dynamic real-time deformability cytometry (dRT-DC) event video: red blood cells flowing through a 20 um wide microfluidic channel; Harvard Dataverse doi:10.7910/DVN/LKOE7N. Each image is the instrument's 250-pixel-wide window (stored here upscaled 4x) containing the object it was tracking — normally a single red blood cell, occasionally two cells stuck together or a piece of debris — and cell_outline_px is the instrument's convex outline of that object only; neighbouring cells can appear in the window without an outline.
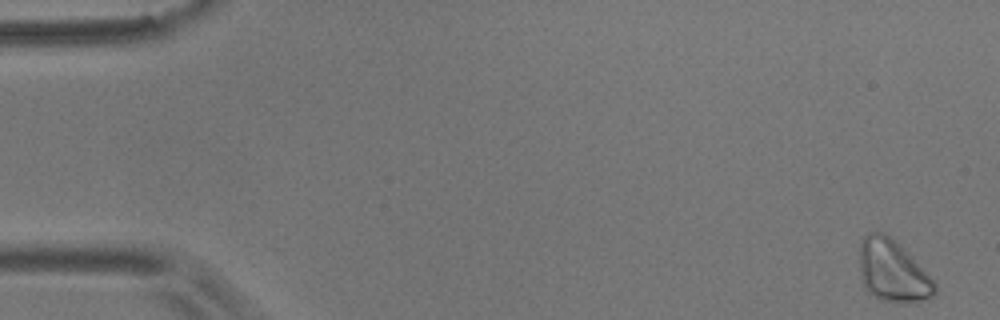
{"species": "common noctule bat (a hibernating species)", "species_latin": "Nyctalus noctula", "temperature_condition": "room temperature", "stored_images_in_passage": 8, "camera_frame_rate_fps": 3000, "um_per_image_px": 0.085, "animal": {"sex": "male", "body_mass_g": 17.9}, "frame": {"image": 1, "passage_image": 1, "time_ms": 0.0, "image_size_px": [1000, 320], "cell_outline_px": [[936, 296], [908, 304], [904, 304], [884, 300], [868, 292], [864, 288], [860, 272], [860, 244], [864, 236], [868, 232], [884, 232], [900, 244], [936, 280]], "centroid_in_image_um": [75.92, 23.05], "position_along_channel_um": 9.1, "area_um2": 27.63}}